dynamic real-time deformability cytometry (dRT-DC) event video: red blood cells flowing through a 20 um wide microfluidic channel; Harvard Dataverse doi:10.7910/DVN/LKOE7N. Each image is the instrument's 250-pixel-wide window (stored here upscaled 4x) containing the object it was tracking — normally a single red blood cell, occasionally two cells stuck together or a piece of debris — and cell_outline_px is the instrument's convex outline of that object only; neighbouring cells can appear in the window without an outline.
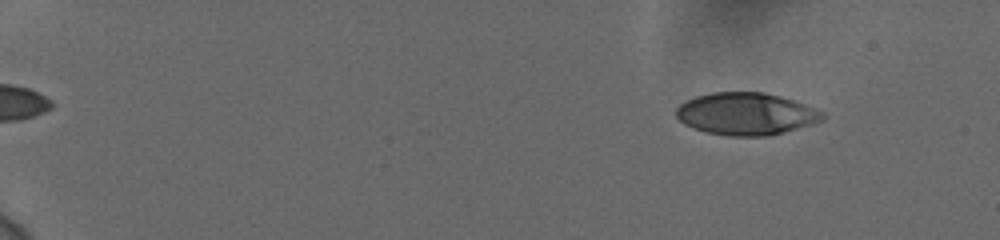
{"species": "human", "species_latin": "Homo sapiens", "temperature_condition": "cold", "stored_images_in_passage": 22, "camera_frame_rate_fps": 3000, "um_per_image_px": 0.085, "donor": {"sex": "female"}, "frame": {"image": 1, "passage_image": 5, "time_ms": 1.333, "image_size_px": [1000, 240], "cell_outline_px": [[828, 116], [824, 120], [784, 132], [768, 136], [728, 136], [704, 132], [692, 128], [684, 124], [676, 116], [676, 108], [680, 104], [696, 96], [712, 92], [764, 92], [780, 96], [816, 108], [824, 112]], "centroid_in_image_um": [63.43, 9.68], "position_along_channel_um": 21.6, "area_um2": 36.24}}
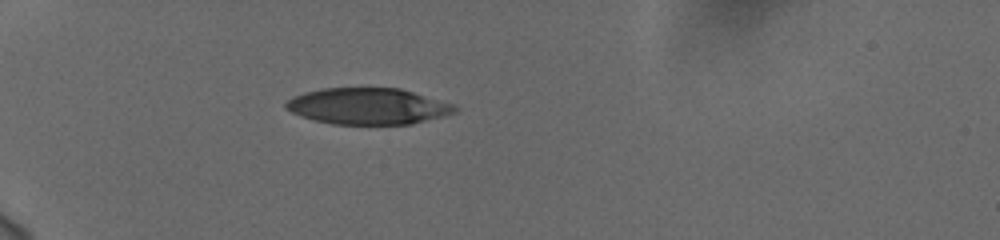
{"frame": {"image": 2, "passage_image": 17, "time_ms": 5.333, "image_size_px": [1000, 240], "cell_outline_px": [[456, 112], [444, 116], [412, 124], [332, 124], [300, 116], [284, 108], [284, 104], [292, 96], [304, 92], [324, 88], [400, 88], [456, 104]], "centroid_in_image_um": [31.28, 9.02], "position_along_channel_um": 53.7, "area_um2": 35.89}}
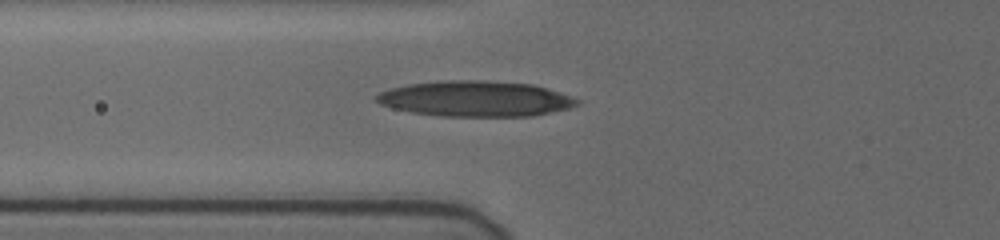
{"frame": {"image": 3, "passage_image": 22, "time_ms": 7.0, "image_size_px": [1000, 240], "cell_outline_px": [[580, 104], [568, 108], [532, 116], [440, 116], [412, 112], [392, 108], [380, 104], [376, 100], [376, 96], [380, 92], [392, 88], [408, 84], [448, 80], [484, 80], [532, 84], [580, 100]], "centroid_in_image_um": [40.38, 8.39], "position_along_channel_um": 85.4, "area_um2": 41.21}}